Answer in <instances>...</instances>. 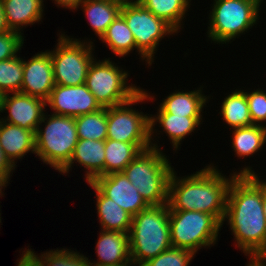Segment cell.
Segmentation results:
<instances>
[{"label": "cell", "instance_id": "obj_15", "mask_svg": "<svg viewBox=\"0 0 266 266\" xmlns=\"http://www.w3.org/2000/svg\"><path fill=\"white\" fill-rule=\"evenodd\" d=\"M92 183L132 216L149 207L123 172L98 176Z\"/></svg>", "mask_w": 266, "mask_h": 266}, {"label": "cell", "instance_id": "obj_6", "mask_svg": "<svg viewBox=\"0 0 266 266\" xmlns=\"http://www.w3.org/2000/svg\"><path fill=\"white\" fill-rule=\"evenodd\" d=\"M169 227L172 247L196 254L202 247L215 245L222 223L200 211L169 210Z\"/></svg>", "mask_w": 266, "mask_h": 266}, {"label": "cell", "instance_id": "obj_8", "mask_svg": "<svg viewBox=\"0 0 266 266\" xmlns=\"http://www.w3.org/2000/svg\"><path fill=\"white\" fill-rule=\"evenodd\" d=\"M96 60L89 66L85 84L102 107L124 104L142 90L127 83L128 71H123L109 58Z\"/></svg>", "mask_w": 266, "mask_h": 266}, {"label": "cell", "instance_id": "obj_26", "mask_svg": "<svg viewBox=\"0 0 266 266\" xmlns=\"http://www.w3.org/2000/svg\"><path fill=\"white\" fill-rule=\"evenodd\" d=\"M232 148L239 158H250L266 144V125H251L232 129Z\"/></svg>", "mask_w": 266, "mask_h": 266}, {"label": "cell", "instance_id": "obj_34", "mask_svg": "<svg viewBox=\"0 0 266 266\" xmlns=\"http://www.w3.org/2000/svg\"><path fill=\"white\" fill-rule=\"evenodd\" d=\"M23 33L8 31L0 34V61L16 57L24 44Z\"/></svg>", "mask_w": 266, "mask_h": 266}, {"label": "cell", "instance_id": "obj_23", "mask_svg": "<svg viewBox=\"0 0 266 266\" xmlns=\"http://www.w3.org/2000/svg\"><path fill=\"white\" fill-rule=\"evenodd\" d=\"M122 4L120 0H84L79 7L83 9L92 30L100 40L108 26L120 14Z\"/></svg>", "mask_w": 266, "mask_h": 266}, {"label": "cell", "instance_id": "obj_36", "mask_svg": "<svg viewBox=\"0 0 266 266\" xmlns=\"http://www.w3.org/2000/svg\"><path fill=\"white\" fill-rule=\"evenodd\" d=\"M22 256L17 260V266H41L39 261L25 248Z\"/></svg>", "mask_w": 266, "mask_h": 266}, {"label": "cell", "instance_id": "obj_28", "mask_svg": "<svg viewBox=\"0 0 266 266\" xmlns=\"http://www.w3.org/2000/svg\"><path fill=\"white\" fill-rule=\"evenodd\" d=\"M190 2L191 0H143L140 4L156 17L164 19L179 33Z\"/></svg>", "mask_w": 266, "mask_h": 266}, {"label": "cell", "instance_id": "obj_18", "mask_svg": "<svg viewBox=\"0 0 266 266\" xmlns=\"http://www.w3.org/2000/svg\"><path fill=\"white\" fill-rule=\"evenodd\" d=\"M202 117H186L174 115L167 112H157V115L152 116L150 114V142L151 148L159 149L157 142L153 143L152 138L156 122L159 123V127L164 130L169 140L172 142L173 150H178L181 141L188 135H192V132L196 130L201 124Z\"/></svg>", "mask_w": 266, "mask_h": 266}, {"label": "cell", "instance_id": "obj_33", "mask_svg": "<svg viewBox=\"0 0 266 266\" xmlns=\"http://www.w3.org/2000/svg\"><path fill=\"white\" fill-rule=\"evenodd\" d=\"M245 93L252 123L264 126L266 122V91L259 88Z\"/></svg>", "mask_w": 266, "mask_h": 266}, {"label": "cell", "instance_id": "obj_43", "mask_svg": "<svg viewBox=\"0 0 266 266\" xmlns=\"http://www.w3.org/2000/svg\"><path fill=\"white\" fill-rule=\"evenodd\" d=\"M247 1L253 2L257 7H259L263 0H247Z\"/></svg>", "mask_w": 266, "mask_h": 266}, {"label": "cell", "instance_id": "obj_1", "mask_svg": "<svg viewBox=\"0 0 266 266\" xmlns=\"http://www.w3.org/2000/svg\"><path fill=\"white\" fill-rule=\"evenodd\" d=\"M234 172L227 195L224 221L234 243L246 256H266V219L262 203V180L252 167Z\"/></svg>", "mask_w": 266, "mask_h": 266}, {"label": "cell", "instance_id": "obj_37", "mask_svg": "<svg viewBox=\"0 0 266 266\" xmlns=\"http://www.w3.org/2000/svg\"><path fill=\"white\" fill-rule=\"evenodd\" d=\"M56 6L68 8L69 10H76L84 0H52Z\"/></svg>", "mask_w": 266, "mask_h": 266}, {"label": "cell", "instance_id": "obj_30", "mask_svg": "<svg viewBox=\"0 0 266 266\" xmlns=\"http://www.w3.org/2000/svg\"><path fill=\"white\" fill-rule=\"evenodd\" d=\"M23 83V58L19 56L0 61V91L20 92Z\"/></svg>", "mask_w": 266, "mask_h": 266}, {"label": "cell", "instance_id": "obj_38", "mask_svg": "<svg viewBox=\"0 0 266 266\" xmlns=\"http://www.w3.org/2000/svg\"><path fill=\"white\" fill-rule=\"evenodd\" d=\"M11 31L9 26L7 25L5 14H4V7L2 0H0V34L6 33Z\"/></svg>", "mask_w": 266, "mask_h": 266}, {"label": "cell", "instance_id": "obj_12", "mask_svg": "<svg viewBox=\"0 0 266 266\" xmlns=\"http://www.w3.org/2000/svg\"><path fill=\"white\" fill-rule=\"evenodd\" d=\"M52 114L77 117L103 108L86 84L78 86L55 85L46 101Z\"/></svg>", "mask_w": 266, "mask_h": 266}, {"label": "cell", "instance_id": "obj_10", "mask_svg": "<svg viewBox=\"0 0 266 266\" xmlns=\"http://www.w3.org/2000/svg\"><path fill=\"white\" fill-rule=\"evenodd\" d=\"M120 15L133 33L137 52L148 66L154 62L159 42L177 31L164 19L156 17L139 3L122 4Z\"/></svg>", "mask_w": 266, "mask_h": 266}, {"label": "cell", "instance_id": "obj_22", "mask_svg": "<svg viewBox=\"0 0 266 266\" xmlns=\"http://www.w3.org/2000/svg\"><path fill=\"white\" fill-rule=\"evenodd\" d=\"M88 184L96 193V213L101 230L129 233L133 216L106 197L92 182Z\"/></svg>", "mask_w": 266, "mask_h": 266}, {"label": "cell", "instance_id": "obj_11", "mask_svg": "<svg viewBox=\"0 0 266 266\" xmlns=\"http://www.w3.org/2000/svg\"><path fill=\"white\" fill-rule=\"evenodd\" d=\"M153 98L142 88L130 101L107 107V139L125 143H151L150 115L139 113L132 105Z\"/></svg>", "mask_w": 266, "mask_h": 266}, {"label": "cell", "instance_id": "obj_17", "mask_svg": "<svg viewBox=\"0 0 266 266\" xmlns=\"http://www.w3.org/2000/svg\"><path fill=\"white\" fill-rule=\"evenodd\" d=\"M74 162L87 169L85 170L87 183L92 182L98 176H104L105 141L79 139L69 163L60 173H69Z\"/></svg>", "mask_w": 266, "mask_h": 266}, {"label": "cell", "instance_id": "obj_2", "mask_svg": "<svg viewBox=\"0 0 266 266\" xmlns=\"http://www.w3.org/2000/svg\"><path fill=\"white\" fill-rule=\"evenodd\" d=\"M176 175L174 170L169 181V210L200 211L214 215L223 223L229 186L236 174L226 178L210 164L190 176Z\"/></svg>", "mask_w": 266, "mask_h": 266}, {"label": "cell", "instance_id": "obj_32", "mask_svg": "<svg viewBox=\"0 0 266 266\" xmlns=\"http://www.w3.org/2000/svg\"><path fill=\"white\" fill-rule=\"evenodd\" d=\"M195 255L188 249L171 247L142 266H188Z\"/></svg>", "mask_w": 266, "mask_h": 266}, {"label": "cell", "instance_id": "obj_27", "mask_svg": "<svg viewBox=\"0 0 266 266\" xmlns=\"http://www.w3.org/2000/svg\"><path fill=\"white\" fill-rule=\"evenodd\" d=\"M100 40L102 43H106L105 45L114 55L119 57H124L131 51L137 50L133 33L120 14L108 26Z\"/></svg>", "mask_w": 266, "mask_h": 266}, {"label": "cell", "instance_id": "obj_3", "mask_svg": "<svg viewBox=\"0 0 266 266\" xmlns=\"http://www.w3.org/2000/svg\"><path fill=\"white\" fill-rule=\"evenodd\" d=\"M129 244L133 266H142L172 247L168 204L149 206L133 216Z\"/></svg>", "mask_w": 266, "mask_h": 266}, {"label": "cell", "instance_id": "obj_24", "mask_svg": "<svg viewBox=\"0 0 266 266\" xmlns=\"http://www.w3.org/2000/svg\"><path fill=\"white\" fill-rule=\"evenodd\" d=\"M151 143H125L105 140L104 176L123 172L126 166L141 152L151 148Z\"/></svg>", "mask_w": 266, "mask_h": 266}, {"label": "cell", "instance_id": "obj_9", "mask_svg": "<svg viewBox=\"0 0 266 266\" xmlns=\"http://www.w3.org/2000/svg\"><path fill=\"white\" fill-rule=\"evenodd\" d=\"M70 38L62 34L51 55L55 85L85 84L90 64L95 59L93 42Z\"/></svg>", "mask_w": 266, "mask_h": 266}, {"label": "cell", "instance_id": "obj_7", "mask_svg": "<svg viewBox=\"0 0 266 266\" xmlns=\"http://www.w3.org/2000/svg\"><path fill=\"white\" fill-rule=\"evenodd\" d=\"M211 8L207 35L219 45L248 32L260 17V8L247 0H214Z\"/></svg>", "mask_w": 266, "mask_h": 266}, {"label": "cell", "instance_id": "obj_4", "mask_svg": "<svg viewBox=\"0 0 266 266\" xmlns=\"http://www.w3.org/2000/svg\"><path fill=\"white\" fill-rule=\"evenodd\" d=\"M161 148L141 151L123 170L149 206L168 203L169 181L174 171Z\"/></svg>", "mask_w": 266, "mask_h": 266}, {"label": "cell", "instance_id": "obj_41", "mask_svg": "<svg viewBox=\"0 0 266 266\" xmlns=\"http://www.w3.org/2000/svg\"><path fill=\"white\" fill-rule=\"evenodd\" d=\"M262 203L264 209V215L266 219V180H262Z\"/></svg>", "mask_w": 266, "mask_h": 266}, {"label": "cell", "instance_id": "obj_16", "mask_svg": "<svg viewBox=\"0 0 266 266\" xmlns=\"http://www.w3.org/2000/svg\"><path fill=\"white\" fill-rule=\"evenodd\" d=\"M97 261L94 266H133L129 233L102 230L96 243Z\"/></svg>", "mask_w": 266, "mask_h": 266}, {"label": "cell", "instance_id": "obj_35", "mask_svg": "<svg viewBox=\"0 0 266 266\" xmlns=\"http://www.w3.org/2000/svg\"><path fill=\"white\" fill-rule=\"evenodd\" d=\"M15 167L6 157L0 146V176H12L10 174L15 170Z\"/></svg>", "mask_w": 266, "mask_h": 266}, {"label": "cell", "instance_id": "obj_13", "mask_svg": "<svg viewBox=\"0 0 266 266\" xmlns=\"http://www.w3.org/2000/svg\"><path fill=\"white\" fill-rule=\"evenodd\" d=\"M46 101L21 92L3 95L0 113L8 110L9 115L2 121L23 129L36 132L45 112Z\"/></svg>", "mask_w": 266, "mask_h": 266}, {"label": "cell", "instance_id": "obj_29", "mask_svg": "<svg viewBox=\"0 0 266 266\" xmlns=\"http://www.w3.org/2000/svg\"><path fill=\"white\" fill-rule=\"evenodd\" d=\"M78 139L105 141L107 139V107L75 117Z\"/></svg>", "mask_w": 266, "mask_h": 266}, {"label": "cell", "instance_id": "obj_25", "mask_svg": "<svg viewBox=\"0 0 266 266\" xmlns=\"http://www.w3.org/2000/svg\"><path fill=\"white\" fill-rule=\"evenodd\" d=\"M220 116L231 129L253 125L244 90L231 92L221 104Z\"/></svg>", "mask_w": 266, "mask_h": 266}, {"label": "cell", "instance_id": "obj_40", "mask_svg": "<svg viewBox=\"0 0 266 266\" xmlns=\"http://www.w3.org/2000/svg\"><path fill=\"white\" fill-rule=\"evenodd\" d=\"M10 176H0V197L4 194L2 189H5L8 186V182L10 181Z\"/></svg>", "mask_w": 266, "mask_h": 266}, {"label": "cell", "instance_id": "obj_44", "mask_svg": "<svg viewBox=\"0 0 266 266\" xmlns=\"http://www.w3.org/2000/svg\"><path fill=\"white\" fill-rule=\"evenodd\" d=\"M2 99H3V93L0 91V111L2 107Z\"/></svg>", "mask_w": 266, "mask_h": 266}, {"label": "cell", "instance_id": "obj_42", "mask_svg": "<svg viewBox=\"0 0 266 266\" xmlns=\"http://www.w3.org/2000/svg\"><path fill=\"white\" fill-rule=\"evenodd\" d=\"M143 0H122L123 4L141 3Z\"/></svg>", "mask_w": 266, "mask_h": 266}, {"label": "cell", "instance_id": "obj_31", "mask_svg": "<svg viewBox=\"0 0 266 266\" xmlns=\"http://www.w3.org/2000/svg\"><path fill=\"white\" fill-rule=\"evenodd\" d=\"M27 250L39 261L41 266H91L88 257L71 249L57 248L54 251L44 252L39 257L32 249L28 248Z\"/></svg>", "mask_w": 266, "mask_h": 266}, {"label": "cell", "instance_id": "obj_20", "mask_svg": "<svg viewBox=\"0 0 266 266\" xmlns=\"http://www.w3.org/2000/svg\"><path fill=\"white\" fill-rule=\"evenodd\" d=\"M43 2V0H2L9 29L21 33L24 27L42 21Z\"/></svg>", "mask_w": 266, "mask_h": 266}, {"label": "cell", "instance_id": "obj_39", "mask_svg": "<svg viewBox=\"0 0 266 266\" xmlns=\"http://www.w3.org/2000/svg\"><path fill=\"white\" fill-rule=\"evenodd\" d=\"M246 266H266V256H250Z\"/></svg>", "mask_w": 266, "mask_h": 266}, {"label": "cell", "instance_id": "obj_19", "mask_svg": "<svg viewBox=\"0 0 266 266\" xmlns=\"http://www.w3.org/2000/svg\"><path fill=\"white\" fill-rule=\"evenodd\" d=\"M0 146L9 161L17 166L16 161L28 152L36 154L35 132L0 119Z\"/></svg>", "mask_w": 266, "mask_h": 266}, {"label": "cell", "instance_id": "obj_5", "mask_svg": "<svg viewBox=\"0 0 266 266\" xmlns=\"http://www.w3.org/2000/svg\"><path fill=\"white\" fill-rule=\"evenodd\" d=\"M42 123L46 124L44 129ZM78 140L75 117L44 114L35 132L36 156L60 172L69 163Z\"/></svg>", "mask_w": 266, "mask_h": 266}, {"label": "cell", "instance_id": "obj_14", "mask_svg": "<svg viewBox=\"0 0 266 266\" xmlns=\"http://www.w3.org/2000/svg\"><path fill=\"white\" fill-rule=\"evenodd\" d=\"M55 87L53 64L50 53H35L28 61L23 60L21 93L47 101Z\"/></svg>", "mask_w": 266, "mask_h": 266}, {"label": "cell", "instance_id": "obj_21", "mask_svg": "<svg viewBox=\"0 0 266 266\" xmlns=\"http://www.w3.org/2000/svg\"><path fill=\"white\" fill-rule=\"evenodd\" d=\"M195 89L193 91H179L175 90L169 94L162 103H160L158 112H167L174 115L186 117H203L202 109L208 103L209 96H205L202 92L203 88ZM203 93V94H202Z\"/></svg>", "mask_w": 266, "mask_h": 266}]
</instances>
